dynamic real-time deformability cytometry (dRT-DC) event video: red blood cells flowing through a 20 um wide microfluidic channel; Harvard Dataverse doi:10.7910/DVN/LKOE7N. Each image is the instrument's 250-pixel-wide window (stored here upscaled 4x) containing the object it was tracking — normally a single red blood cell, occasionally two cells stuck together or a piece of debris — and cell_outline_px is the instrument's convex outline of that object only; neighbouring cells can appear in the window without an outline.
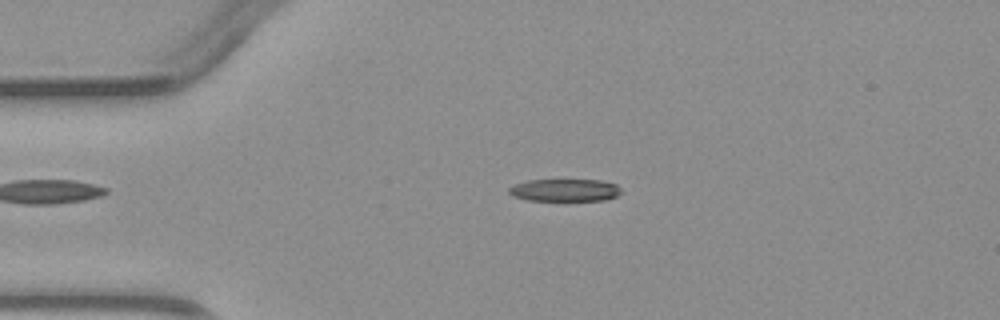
{"species": "common noctule bat (a hibernating species)", "species_latin": "Nyctalus noctula", "temperature_condition": "warm", "stored_images_in_passage": 3, "camera_frame_rate_fps": 3000, "um_per_image_px": 0.085, "animal": {"sex": "male", "body_mass_g": 23.1, "forearm_length_mm": 52.7}, "frame": {"image": 1, "passage_image": 3, "time_ms": 2.333, "image_size_px": [1000, 320], "cell_outline_px": [[620, 192], [616, 196], [608, 200], [528, 200], [512, 196], [508, 192], [508, 188], [516, 184], [528, 180], [600, 180], [616, 184], [620, 188]], "centroid_in_image_um": [48.0, 16.16], "position_along_channel_um": 37.0, "area_um2": 14.57}}